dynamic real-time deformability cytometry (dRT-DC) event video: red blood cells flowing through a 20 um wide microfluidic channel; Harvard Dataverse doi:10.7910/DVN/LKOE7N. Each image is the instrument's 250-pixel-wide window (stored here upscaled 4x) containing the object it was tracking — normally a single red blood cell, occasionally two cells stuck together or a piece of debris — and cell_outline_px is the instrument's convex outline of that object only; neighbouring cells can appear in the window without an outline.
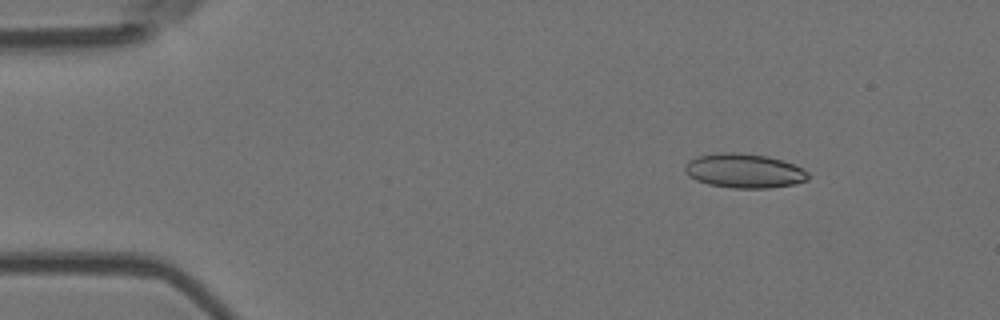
{"species": "Egyptian fruit bat (a non-hibernating species)", "species_latin": "Rousettus aegyptiacus", "temperature_condition": "room temperature", "stored_images_in_passage": 4, "camera_frame_rate_fps": 3000, "um_per_image_px": 0.085, "animal": {"sex": "female"}, "frame": {"image": 1, "passage_image": 2, "time_ms": 0.333, "image_size_px": [1000, 320], "cell_outline_px": [[808, 180], [796, 184], [768, 188], [732, 188], [708, 184], [696, 180], [688, 176], [684, 172], [684, 168], [688, 160], [700, 156], [720, 152], [740, 152], [768, 156], [792, 164], [808, 172]], "centroid_in_image_um": [63.23, 14.52], "position_along_channel_um": 21.8, "area_um2": 24.68}}